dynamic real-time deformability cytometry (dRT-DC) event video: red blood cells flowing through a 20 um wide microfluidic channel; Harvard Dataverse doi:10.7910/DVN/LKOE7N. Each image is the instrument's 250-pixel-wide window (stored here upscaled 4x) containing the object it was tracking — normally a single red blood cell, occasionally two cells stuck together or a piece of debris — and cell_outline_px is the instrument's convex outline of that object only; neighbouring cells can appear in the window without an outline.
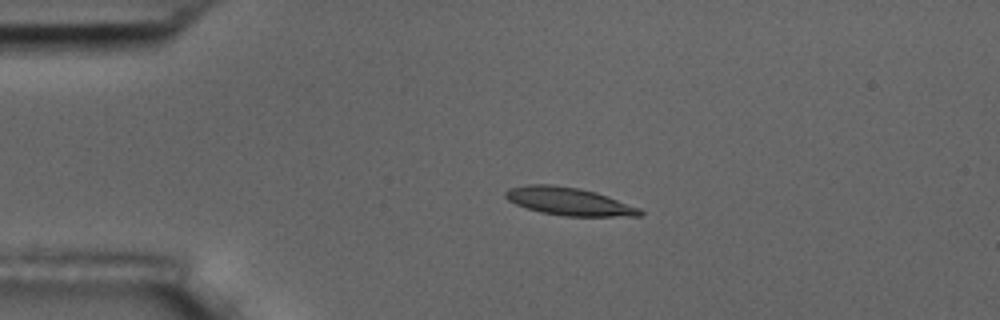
{"species": "common noctule bat (a hibernating species)", "species_latin": "Nyctalus noctula", "temperature_condition": "room temperature", "stored_images_in_passage": 4, "camera_frame_rate_fps": 3000, "um_per_image_px": 0.085, "animal": {"sex": "male", "body_mass_g": 17.5, "forearm_length_mm": 52.3}, "frame": {"image": 1, "passage_image": 3, "time_ms": 2.333, "image_size_px": [1000, 320], "cell_outline_px": [[644, 212], [640, 216], [564, 216], [540, 212], [516, 204], [508, 200], [504, 196], [504, 192], [508, 188], [528, 184], [552, 184], [580, 188], [596, 192], [640, 208]], "centroid_in_image_um": [48.34, 17.11], "position_along_channel_um": 36.7, "area_um2": 21.85}}